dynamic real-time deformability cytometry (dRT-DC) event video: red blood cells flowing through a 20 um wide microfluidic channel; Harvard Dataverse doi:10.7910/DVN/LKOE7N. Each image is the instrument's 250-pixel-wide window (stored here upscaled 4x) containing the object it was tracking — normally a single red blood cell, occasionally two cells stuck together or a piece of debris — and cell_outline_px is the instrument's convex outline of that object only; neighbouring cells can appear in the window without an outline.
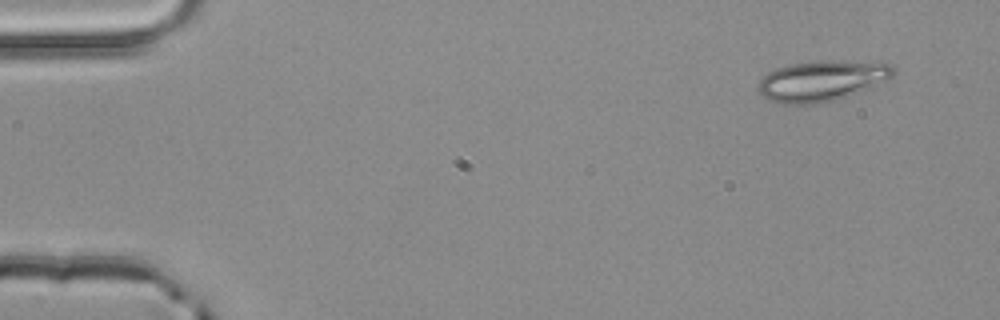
{"species": "common noctule bat (a hibernating species)", "species_latin": "Nyctalus noctula", "temperature_condition": "room temperature", "stored_images_in_passage": 3, "camera_frame_rate_fps": 3000, "um_per_image_px": 0.085, "animal": {"sex": "male", "body_mass_g": 20.4}, "frame": {"image": 1, "passage_image": 1, "time_ms": 0.0, "image_size_px": [1000, 320], "cell_outline_px": [[896, 72], [892, 76], [872, 88], [836, 100], [816, 104], [780, 104], [768, 100], [756, 88], [756, 84], [768, 72], [776, 68], [788, 64], [820, 60], [888, 60], [896, 68]], "centroid_in_image_um": [69.94, 6.83], "position_along_channel_um": 15.1, "area_um2": 33.18}}